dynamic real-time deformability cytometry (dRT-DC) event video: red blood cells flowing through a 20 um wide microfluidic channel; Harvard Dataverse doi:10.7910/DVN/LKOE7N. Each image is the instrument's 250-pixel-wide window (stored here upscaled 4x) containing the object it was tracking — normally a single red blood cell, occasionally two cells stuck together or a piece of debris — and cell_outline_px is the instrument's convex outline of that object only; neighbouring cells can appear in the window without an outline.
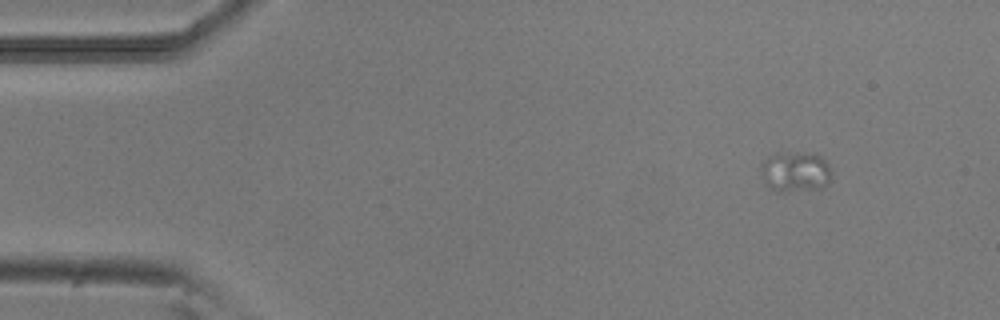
{"species": "common noctule bat (a hibernating species)", "species_latin": "Nyctalus noctula", "temperature_condition": "room temperature", "stored_images_in_passage": 24, "camera_frame_rate_fps": 3000, "um_per_image_px": 0.085, "animal": {"sex": "male", "body_mass_g": 20.5, "forearm_length_mm": 52.5}, "frame": {"image": 1, "passage_image": 1, "time_ms": 0.0, "image_size_px": [1000, 320], "cell_outline_px": [[832, 176], [828, 184], [820, 188], [784, 192], [776, 192], [768, 188], [760, 172], [760, 164], [768, 156], [776, 152], [780, 152], [820, 156], [828, 164], [832, 172]], "centroid_in_image_um": [67.56, 14.63], "position_along_channel_um": 17.4, "area_um2": 16.7}}
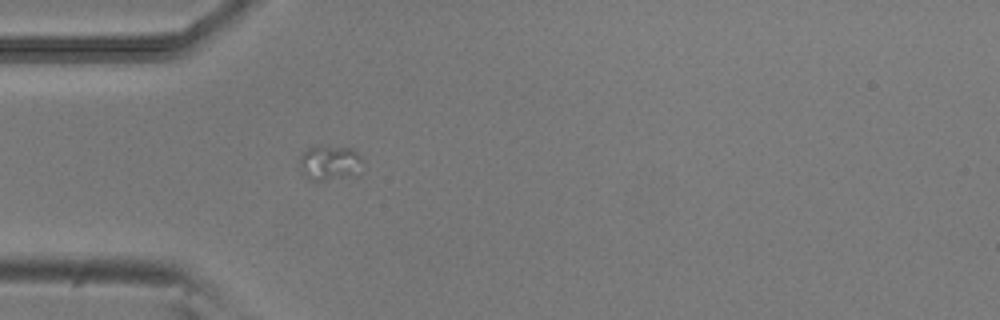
{"frame": {"image": 2, "passage_image": 11, "time_ms": 3.333, "image_size_px": [1000, 320], "cell_outline_px": [[364, 156], [356, 176], [324, 180], [312, 180], [300, 168], [300, 156], [312, 144], [320, 144], [352, 148]], "centroid_in_image_um": [28.07, 13.78], "position_along_channel_um": 56.9, "area_um2": 13.18}}
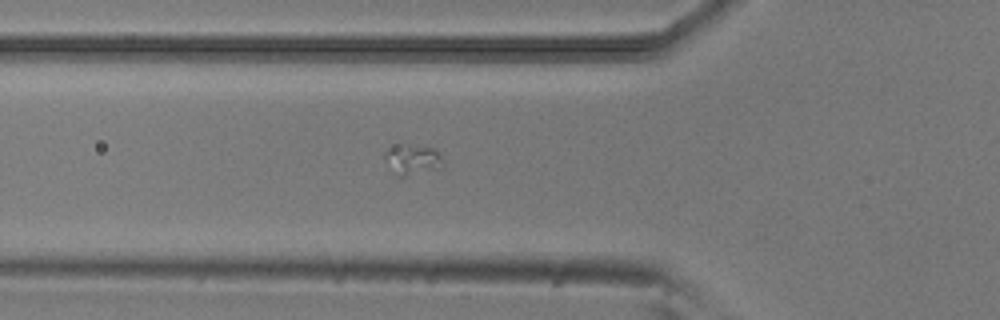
{"frame": {"image": 3, "passage_image": 14, "time_ms": 4.333, "image_size_px": [1000, 320], "cell_outline_px": [[444, 168], [404, 176], [396, 176], [392, 172], [384, 156], [384, 152], [392, 144], [396, 144], [436, 148], [444, 160]], "centroid_in_image_um": [35.08, 13.56], "position_along_channel_um": 90.7, "area_um2": 10.58}}